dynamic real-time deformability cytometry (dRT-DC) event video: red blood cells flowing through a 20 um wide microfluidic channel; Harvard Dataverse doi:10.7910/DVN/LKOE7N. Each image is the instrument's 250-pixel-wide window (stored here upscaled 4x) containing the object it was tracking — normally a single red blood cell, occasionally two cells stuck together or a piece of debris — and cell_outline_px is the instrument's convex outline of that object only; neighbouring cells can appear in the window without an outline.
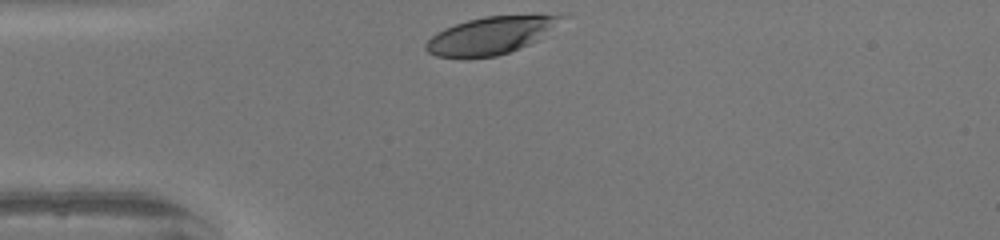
{"species": "human", "species_latin": "Homo sapiens", "temperature_condition": "warm", "stored_images_in_passage": 28, "camera_frame_rate_fps": 3000, "um_per_image_px": 0.085, "donor": {"sex": "female"}, "frame": {"image": 1, "passage_image": 1, "time_ms": 0.0, "image_size_px": [1000, 240], "cell_outline_px": [[568, 16], [536, 40], [528, 44], [508, 52], [496, 56], [468, 60], [436, 56], [428, 52], [424, 48], [424, 44], [436, 32], [444, 28], [468, 20], [484, 16], [536, 12]], "centroid_in_image_um": [41.7, 2.99], "position_along_channel_um": 43.3, "area_um2": 30.46}}
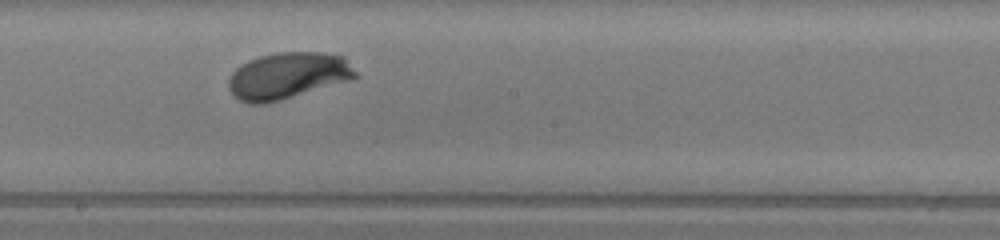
{"frame": {"image": 2, "passage_image": 16, "time_ms": 5.0, "image_size_px": [1000, 240], "cell_outline_px": [[360, 76], [352, 80], [280, 100], [264, 104], [248, 104], [240, 100], [228, 88], [228, 80], [232, 72], [240, 64], [248, 60], [260, 56], [276, 52], [324, 52], [344, 56]], "centroid_in_image_um": [24.48, 6.43], "position_along_channel_um": 223.7, "area_um2": 34.74}}
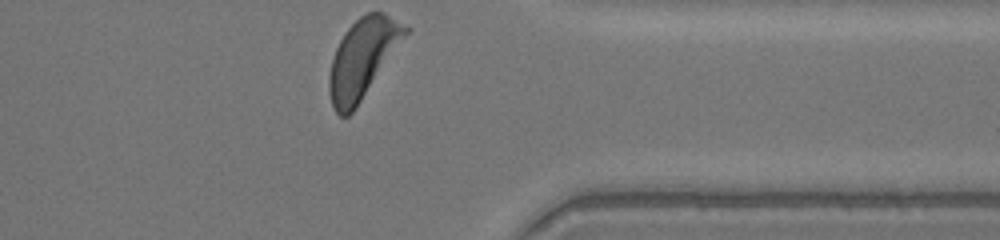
{"frame": {"image": 3, "passage_image": 28, "time_ms": 9.0, "image_size_px": [1000, 240], "cell_outline_px": [[412, 28], [356, 108], [348, 116], [340, 116], [336, 112], [332, 104], [328, 92], [328, 76], [332, 60], [336, 48], [344, 32], [360, 16], [368, 12], [384, 12]], "centroid_in_image_um": [30.83, 4.95], "position_along_channel_um": 380.6, "area_um2": 35.08}, "authors_computed_cell_mechanics": {"area_um2": 33.4373, "velocity_mm_per_s": 4.1309, "shape_relaxation_time_tau1_ms": 2.1725, "shape_relaxation_time_tau2_ms": null, "deformation_change_tau1": 0.1578, "deformation_change_tau2": null}}